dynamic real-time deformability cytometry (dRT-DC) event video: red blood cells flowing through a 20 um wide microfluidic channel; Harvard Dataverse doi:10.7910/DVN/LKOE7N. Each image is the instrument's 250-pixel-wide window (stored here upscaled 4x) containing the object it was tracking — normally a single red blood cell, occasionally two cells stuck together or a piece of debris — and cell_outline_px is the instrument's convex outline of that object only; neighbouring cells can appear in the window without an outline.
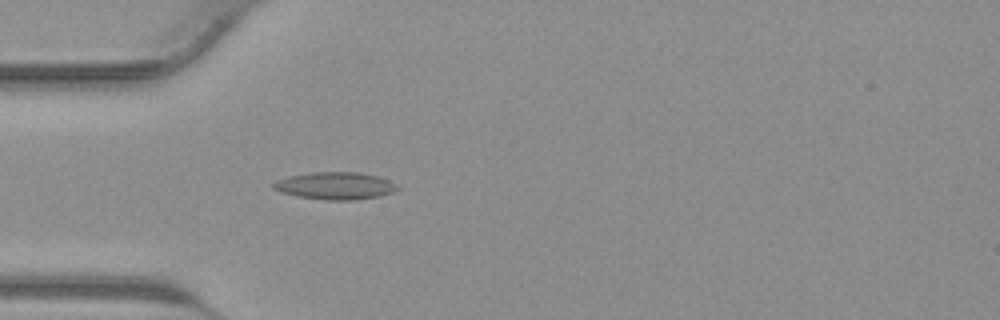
{"species": "common noctule bat (a hibernating species)", "species_latin": "Nyctalus noctula", "temperature_condition": "warm", "stored_images_in_passage": 43, "camera_frame_rate_fps": 3000, "um_per_image_px": 0.085, "animal": {"sex": "male", "body_mass_g": 23.1, "forearm_length_mm": 52.7}, "frame": {"image": 1, "passage_image": 13, "time_ms": 4.0, "image_size_px": [1000, 320], "cell_outline_px": [[400, 188], [392, 192], [380, 196], [356, 200], [324, 200], [300, 196], [280, 192], [272, 188], [272, 184], [276, 180], [288, 176], [312, 172], [356, 172], [376, 176], [388, 180], [396, 184]], "centroid_in_image_um": [28.48, 15.79], "position_along_channel_um": 56.5, "area_um2": 19.71}}
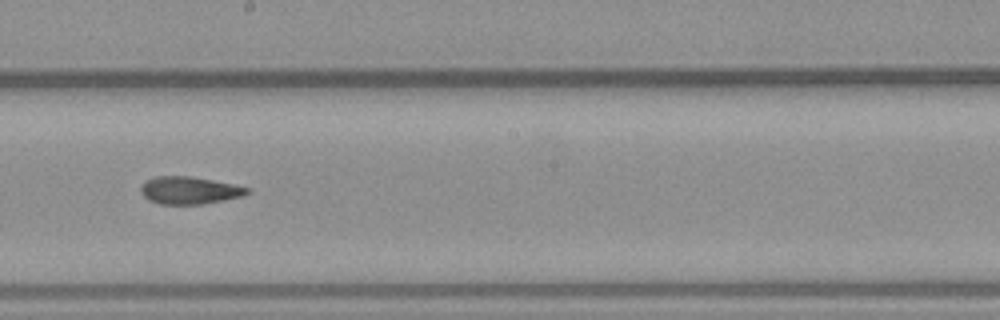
{"frame": {"image": 2, "passage_image": 24, "time_ms": 7.667, "image_size_px": [1000, 320], "cell_outline_px": [[252, 192], [244, 196], [224, 200], [200, 204], [160, 204], [148, 200], [140, 192], [140, 188], [148, 180], [156, 176], [188, 176], [212, 180], [232, 184], [248, 188]], "centroid_in_image_um": [16.11, 16.19], "position_along_channel_um": 232.1, "area_um2": 16.88}}
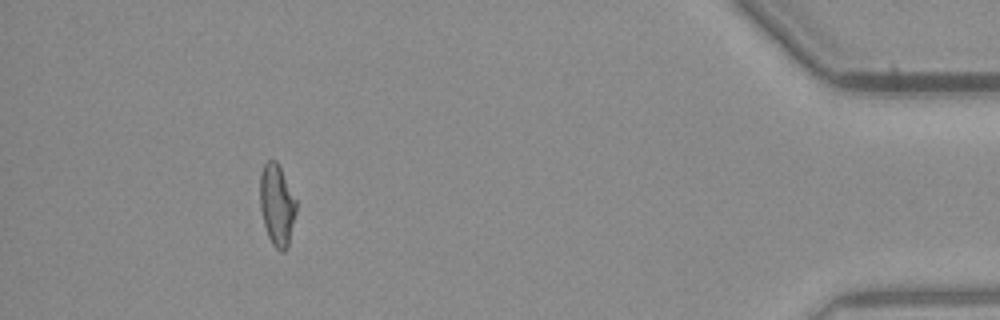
{"frame": {"image": 3, "passage_image": 39, "time_ms": 12.667, "image_size_px": [1000, 320], "cell_outline_px": [[296, 212], [288, 248], [284, 252], [280, 252], [272, 244], [268, 236], [264, 224], [260, 208], [260, 176], [264, 164], [268, 160], [276, 160], [296, 200]], "centroid_in_image_um": [23.54, 17.46], "position_along_channel_um": 411.7, "area_um2": 17.11}}